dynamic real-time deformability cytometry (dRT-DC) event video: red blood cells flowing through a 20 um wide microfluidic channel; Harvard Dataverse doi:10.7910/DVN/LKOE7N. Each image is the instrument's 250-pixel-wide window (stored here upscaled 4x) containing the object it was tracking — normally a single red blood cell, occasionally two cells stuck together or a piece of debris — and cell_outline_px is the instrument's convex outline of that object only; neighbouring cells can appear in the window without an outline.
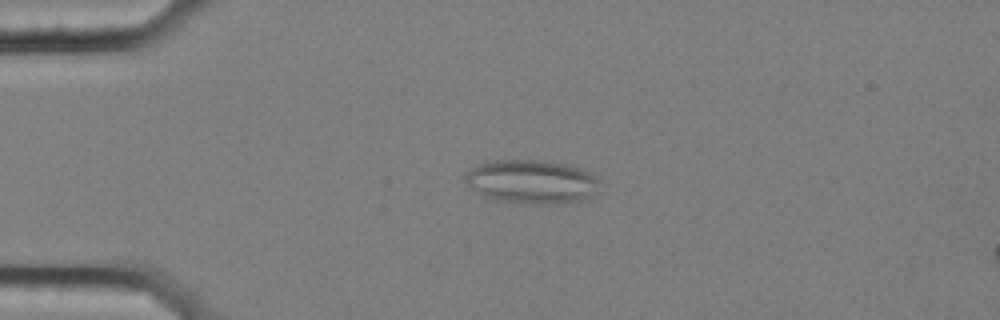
{"species": "common noctule bat (a hibernating species)", "species_latin": "Nyctalus noctula", "temperature_condition": "cold", "stored_images_in_passage": 58, "segment_of_instrument_passage": [1, 2], "camera_frame_rate_fps": 3000, "um_per_image_px": 0.085, "animal": {"sex": "female", "body_mass_g": 25.1}, "frame": {"image": 1, "passage_image": 14, "time_ms": 4.333, "image_size_px": [1000, 320], "cell_outline_px": [[600, 180], [596, 192], [588, 196], [576, 200], [548, 204], [536, 204], [500, 200], [484, 196], [468, 184], [464, 180], [464, 176], [472, 168], [480, 164], [496, 160], [544, 160], [564, 164], [580, 168], [596, 176]], "centroid_in_image_um": [45.19, 15.42], "position_along_channel_um": 39.8, "area_um2": 33.58}}